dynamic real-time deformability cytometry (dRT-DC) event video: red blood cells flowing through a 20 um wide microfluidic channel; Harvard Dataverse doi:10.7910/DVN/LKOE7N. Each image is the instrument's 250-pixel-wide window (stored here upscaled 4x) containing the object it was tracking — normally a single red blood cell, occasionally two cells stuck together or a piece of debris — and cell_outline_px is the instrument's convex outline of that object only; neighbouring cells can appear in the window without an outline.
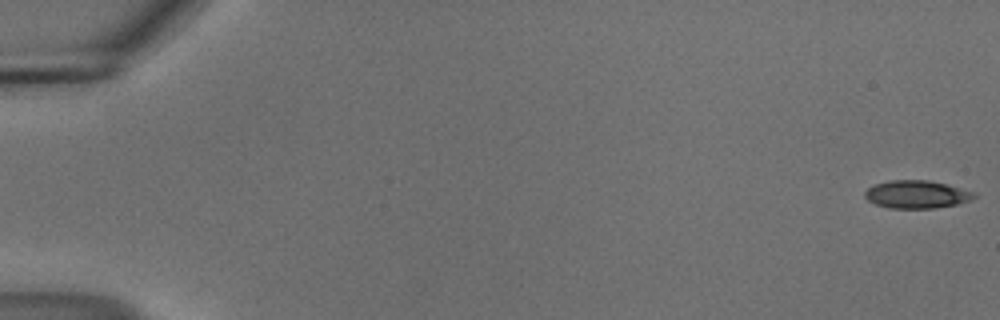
{"species": "common noctule bat (a hibernating species)", "species_latin": "Nyctalus noctula", "temperature_condition": "cold", "stored_images_in_passage": 55, "camera_frame_rate_fps": 3000, "um_per_image_px": 0.085, "animal": {"sex": "male", "body_mass_g": 18.8}, "frame": {"image": 1, "passage_image": 1, "time_ms": 0.0, "image_size_px": [1000, 320], "cell_outline_px": [[976, 196], [968, 200], [956, 204], [932, 208], [888, 208], [876, 204], [868, 200], [864, 196], [864, 192], [868, 188], [876, 184], [888, 180], [928, 180], [976, 192]], "centroid_in_image_um": [77.88, 16.52], "position_along_channel_um": 7.1, "area_um2": 17.51}}
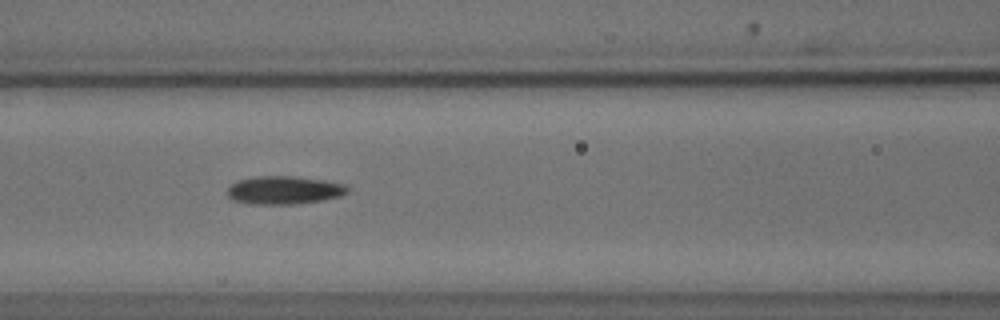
{"frame": {"image": 2, "passage_image": 25, "time_ms": 8.0, "image_size_px": [1000, 320], "cell_outline_px": [[348, 192], [340, 196], [320, 200], [292, 204], [248, 204], [232, 200], [228, 196], [228, 188], [232, 184], [240, 180], [256, 176], [296, 176], [324, 180], [344, 184], [348, 188]], "centroid_in_image_um": [24.13, 16.16], "position_along_channel_um": 142.5, "area_um2": 19.59}}
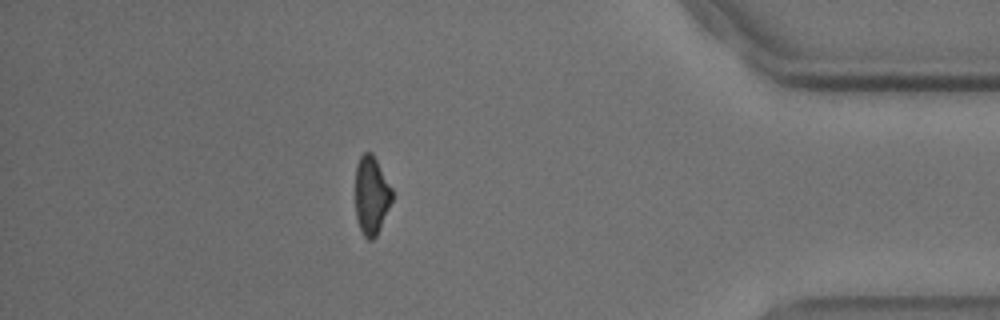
{"frame": {"image": 3, "passage_image": 49, "time_ms": 16.0, "image_size_px": [1000, 320], "cell_outline_px": [[392, 200], [376, 236], [372, 240], [368, 240], [364, 236], [360, 228], [356, 216], [356, 164], [360, 156], [364, 152], [372, 152], [392, 188]], "centroid_in_image_um": [31.56, 16.58], "position_along_channel_um": 403.6, "area_um2": 16.59}, "authors_computed_cell_mechanics": {"area_um2": 18.6116, "velocity_mm_per_s": 3.7097, "shape_relaxation_time_tau1_ms": 4.1749, "shape_relaxation_time_tau2_ms": null, "deformation_change_tau1": 0.1351, "deformation_change_tau2": null}}